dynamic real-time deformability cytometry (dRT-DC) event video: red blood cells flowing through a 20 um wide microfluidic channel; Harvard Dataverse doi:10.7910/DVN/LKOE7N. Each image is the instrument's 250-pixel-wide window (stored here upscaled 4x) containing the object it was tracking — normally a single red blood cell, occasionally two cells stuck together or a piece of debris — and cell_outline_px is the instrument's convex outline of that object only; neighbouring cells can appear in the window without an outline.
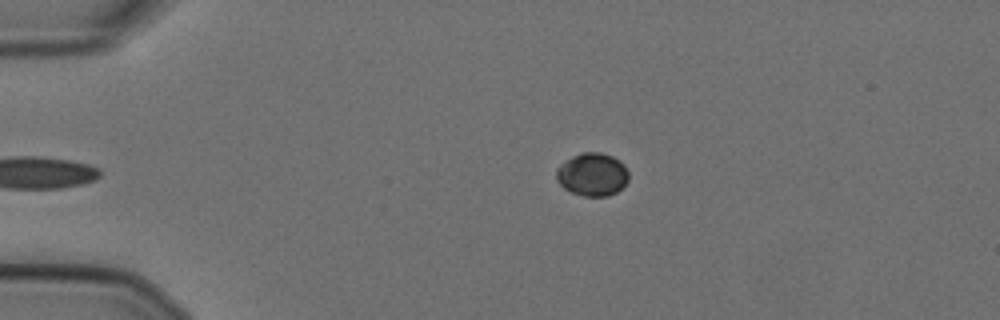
{"species": "Egyptian fruit bat (a non-hibernating species)", "species_latin": "Rousettus aegyptiacus", "temperature_condition": "cold", "stored_images_in_passage": 38, "camera_frame_rate_fps": 3000, "um_per_image_px": 0.085, "animal": {"sex": "female"}, "frame": {"image": 1, "passage_image": 2, "time_ms": 0.333, "image_size_px": [1000, 320], "cell_outline_px": [[628, 180], [616, 192], [608, 196], [584, 196], [572, 192], [564, 188], [556, 180], [556, 168], [560, 164], [572, 156], [580, 152], [600, 152], [612, 156], [620, 160], [624, 164], [628, 172]], "centroid_in_image_um": [50.33, 14.81], "position_along_channel_um": 34.7, "area_um2": 18.21}}
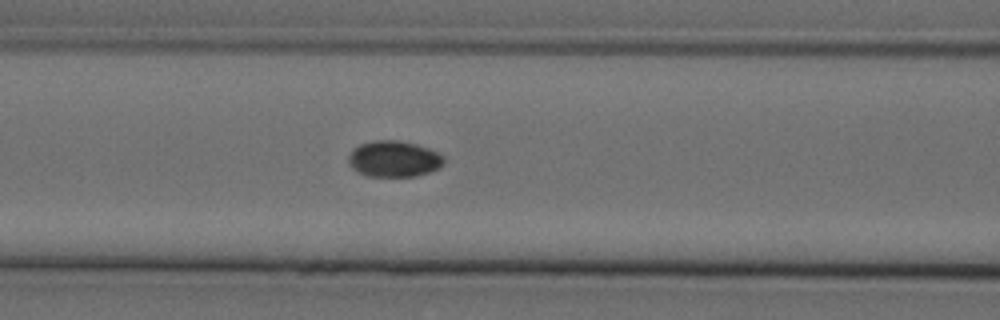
{"frame": {"image": 2, "passage_image": 14, "time_ms": 4.333, "image_size_px": [1000, 320], "cell_outline_px": [[444, 164], [440, 168], [416, 176], [368, 176], [352, 168], [348, 164], [348, 156], [352, 148], [360, 144], [372, 140], [400, 140], [416, 144], [428, 148], [444, 156]], "centroid_in_image_um": [33.47, 13.49], "position_along_channel_um": 133.1, "area_um2": 20.23}}
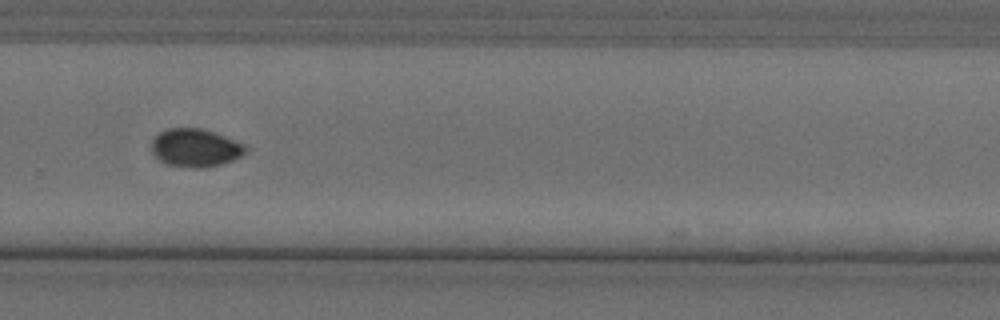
{"frame": {"image": 3, "passage_image": 29, "time_ms": 9.333, "image_size_px": [1000, 320], "cell_outline_px": [[248, 148], [240, 156], [232, 160], [208, 168], [188, 168], [168, 164], [160, 160], [152, 152], [152, 140], [160, 132], [168, 128], [200, 128], [216, 132], [244, 144]], "centroid_in_image_um": [16.61, 12.56], "position_along_channel_um": 313.2, "area_um2": 20.87}, "authors_computed_cell_mechanics": {"area_um2": 20.4034, "velocity_mm_per_s": 3.6197, "shape_relaxation_time_tau1_ms": null, "shape_relaxation_time_tau2_ms": 3.7173, "deformation_change_tau1": null, "deformation_change_tau2": 0.0298}}